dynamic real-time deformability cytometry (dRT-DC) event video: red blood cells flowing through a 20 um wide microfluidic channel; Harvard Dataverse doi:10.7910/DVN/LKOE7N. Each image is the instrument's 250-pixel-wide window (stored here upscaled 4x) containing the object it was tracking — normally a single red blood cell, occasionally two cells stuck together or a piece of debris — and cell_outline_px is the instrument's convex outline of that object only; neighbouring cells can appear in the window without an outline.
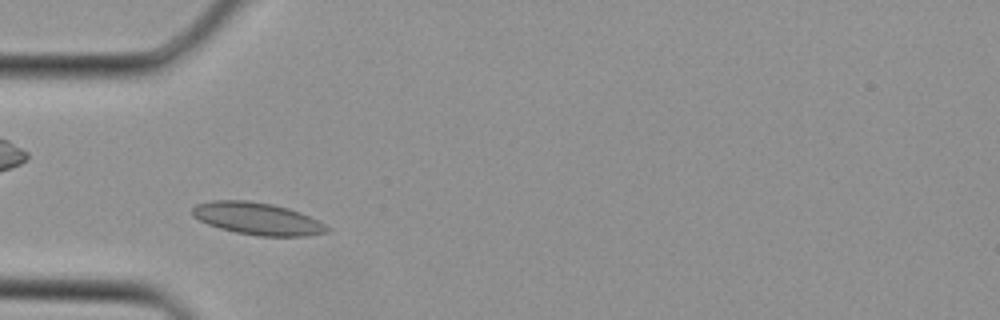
{"species": "Egyptian fruit bat (a non-hibernating species)", "species_latin": "Rousettus aegyptiacus", "temperature_condition": "cold", "stored_images_in_passage": 2, "camera_frame_rate_fps": 3000, "um_per_image_px": 0.085, "animal": {"sex": "female"}, "frame": {"image": 1, "passage_image": 2, "time_ms": 0.333, "image_size_px": [1000, 320], "cell_outline_px": [[332, 232], [308, 236], [260, 236], [236, 232], [220, 228], [208, 224], [192, 216], [192, 208], [196, 204], [212, 200], [248, 200], [272, 204], [288, 208], [300, 212], [332, 228]], "centroid_in_image_um": [21.91, 18.59], "position_along_channel_um": 63.1, "area_um2": 25.37}}